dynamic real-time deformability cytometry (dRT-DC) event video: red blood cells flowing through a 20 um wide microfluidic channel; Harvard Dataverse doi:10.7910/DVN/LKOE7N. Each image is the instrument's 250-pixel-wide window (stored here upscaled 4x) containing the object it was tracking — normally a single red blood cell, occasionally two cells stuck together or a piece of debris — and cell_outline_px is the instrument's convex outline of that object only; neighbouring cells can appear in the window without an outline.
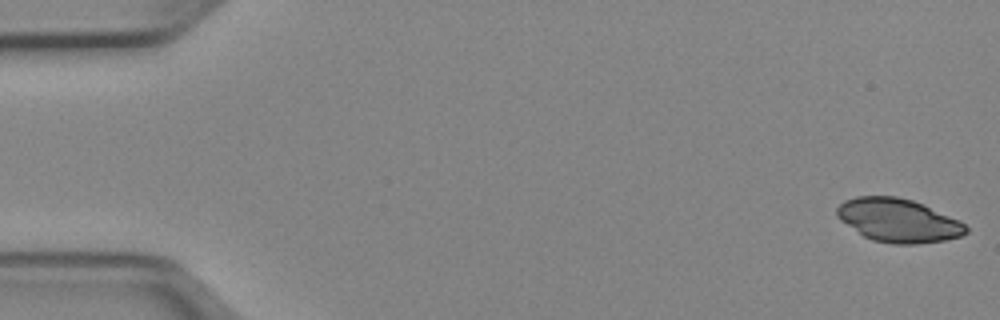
{"species": "Egyptian fruit bat (a non-hibernating species)", "species_latin": "Rousettus aegyptiacus", "temperature_condition": "cold", "stored_images_in_passage": 50, "camera_frame_rate_fps": 3000, "um_per_image_px": 0.085, "animal": {"sex": "female"}, "frame": {"image": 1, "passage_image": 1, "time_ms": 0.0, "image_size_px": [1000, 320], "cell_outline_px": [[968, 232], [960, 236], [944, 240], [916, 244], [892, 244], [872, 240], [864, 236], [840, 220], [836, 216], [836, 208], [844, 200], [856, 196], [896, 196], [912, 200], [924, 204], [960, 220], [968, 228]], "centroid_in_image_um": [76.35, 18.73], "position_along_channel_um": 8.7, "area_um2": 32.77}}
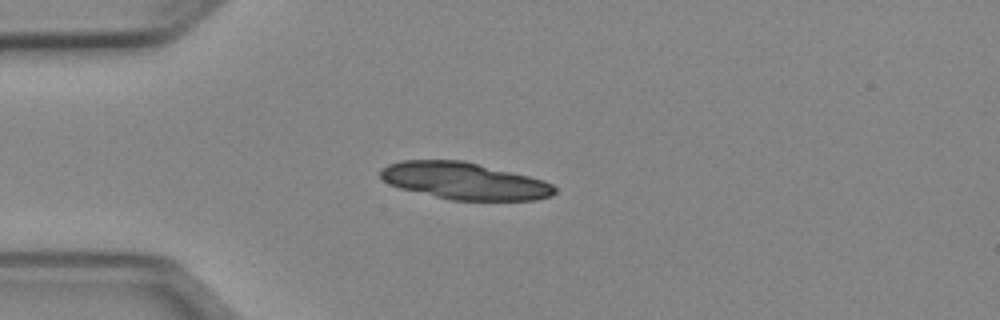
{"frame": {"image": 2, "passage_image": 13, "time_ms": 4.0, "image_size_px": [1000, 320], "cell_outline_px": [[556, 192], [552, 196], [536, 200], [452, 200], [400, 188], [388, 184], [380, 176], [380, 168], [388, 164], [404, 160], [464, 160], [544, 180], [552, 184], [556, 188]], "centroid_in_image_um": [39.47, 15.38], "position_along_channel_um": 45.5, "area_um2": 37.45}}